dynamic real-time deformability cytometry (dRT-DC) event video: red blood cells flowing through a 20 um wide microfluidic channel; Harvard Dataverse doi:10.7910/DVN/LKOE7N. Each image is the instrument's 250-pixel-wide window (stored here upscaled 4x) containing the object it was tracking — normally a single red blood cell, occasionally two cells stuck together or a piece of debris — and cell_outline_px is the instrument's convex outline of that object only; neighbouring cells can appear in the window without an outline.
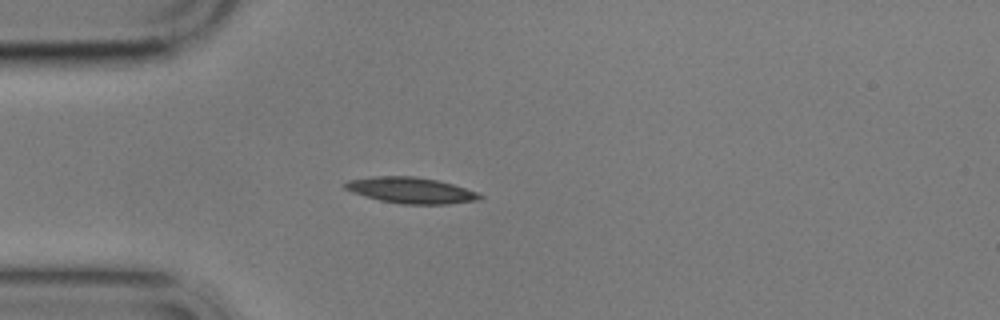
{"species": "common noctule bat (a hibernating species)", "species_latin": "Nyctalus noctula", "temperature_condition": "cold", "stored_images_in_passage": 13, "camera_frame_rate_fps": 3000, "um_per_image_px": 0.085, "animal": {"sex": "male", "body_mass_g": 17.9}, "frame": {"image": 1, "passage_image": 4, "time_ms": 4.667, "image_size_px": [1000, 320], "cell_outline_px": [[484, 196], [480, 200], [448, 204], [400, 204], [380, 200], [352, 192], [344, 188], [344, 184], [348, 180], [372, 176], [412, 176], [436, 180], [452, 184], [476, 192]], "centroid_in_image_um": [34.92, 16.18], "position_along_channel_um": 50.1, "area_um2": 20.29}}
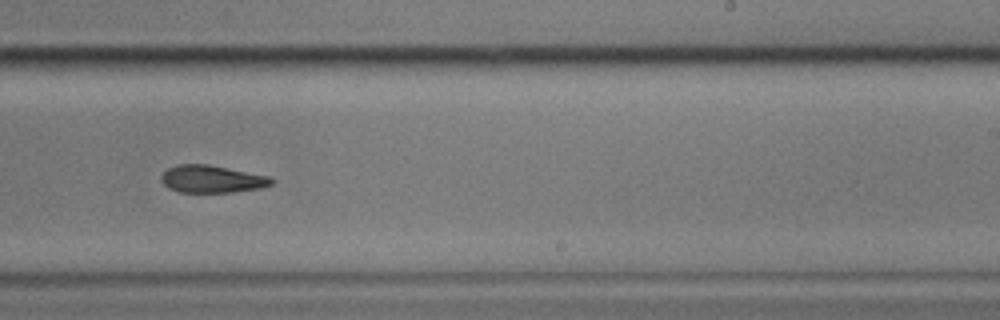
{"frame": {"image": 2, "passage_image": 10, "time_ms": 11.333, "image_size_px": [1000, 320], "cell_outline_px": [[276, 180], [272, 184], [260, 188], [232, 192], [180, 192], [168, 188], [160, 180], [160, 176], [168, 168], [176, 164], [208, 164], [268, 176]], "centroid_in_image_um": [17.99, 15.21], "position_along_channel_um": 271.0, "area_um2": 17.63}}
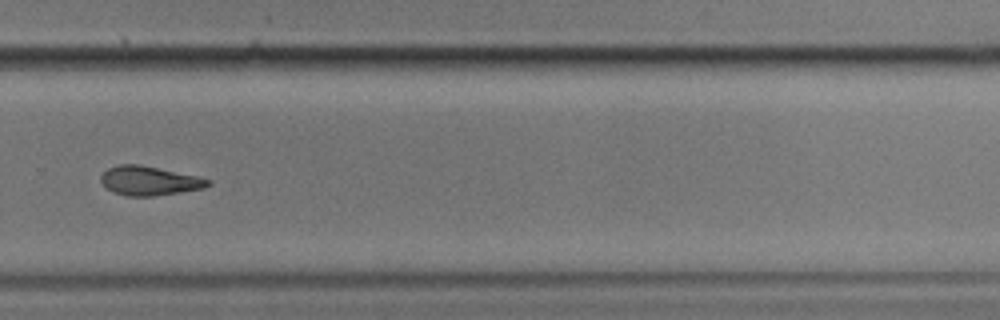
{"frame": {"image": 3, "passage_image": 11, "time_ms": 12.667, "image_size_px": [1000, 320], "cell_outline_px": [[212, 184], [204, 188], [152, 196], [128, 196], [112, 192], [104, 188], [100, 180], [100, 176], [108, 168], [120, 164], [140, 164], [196, 176], [212, 180]], "centroid_in_image_um": [12.65, 15.37], "position_along_channel_um": 317.1, "area_um2": 18.21}, "authors_computed_cell_mechanics": {"area_um2": 18.9006, "velocity_mm_per_s": 3.4795, "shape_relaxation_time_tau1_ms": 6.5359, "shape_relaxation_time_tau2_ms": null, "deformation_change_tau1": 0.1624, "deformation_change_tau2": null}}